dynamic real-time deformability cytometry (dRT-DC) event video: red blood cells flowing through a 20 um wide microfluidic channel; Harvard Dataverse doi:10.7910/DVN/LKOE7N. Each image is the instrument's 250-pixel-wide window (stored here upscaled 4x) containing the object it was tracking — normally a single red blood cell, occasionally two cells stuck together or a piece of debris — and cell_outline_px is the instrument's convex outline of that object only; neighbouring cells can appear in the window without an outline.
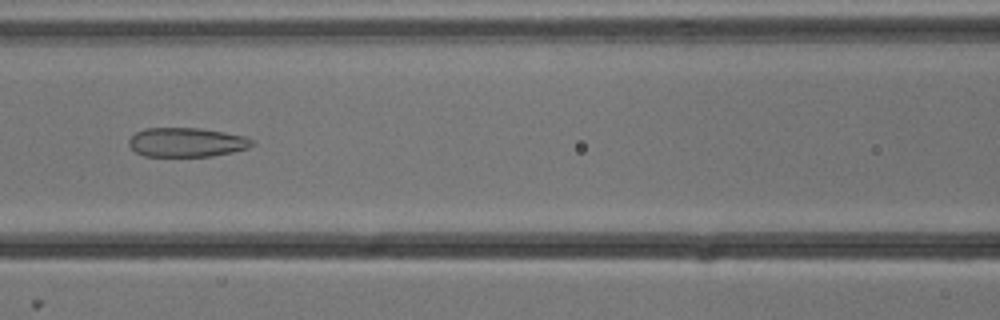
{"species": "common noctule bat (a hibernating species)", "species_latin": "Nyctalus noctula", "temperature_condition": "cold", "stored_images_in_passage": 8, "camera_frame_rate_fps": 3000, "um_per_image_px": 0.085, "animal": {"sex": "male", "body_mass_g": 13.3}, "frame": {"image": 1, "passage_image": 6, "time_ms": 1.667, "image_size_px": [1000, 320], "cell_outline_px": [[256, 144], [248, 148], [232, 152], [212, 156], [144, 156], [136, 152], [128, 144], [128, 140], [136, 132], [144, 128], [200, 128], [224, 132], [244, 136], [252, 140]], "centroid_in_image_um": [15.86, 12.09], "position_along_channel_um": 150.7, "area_um2": 20.98}}
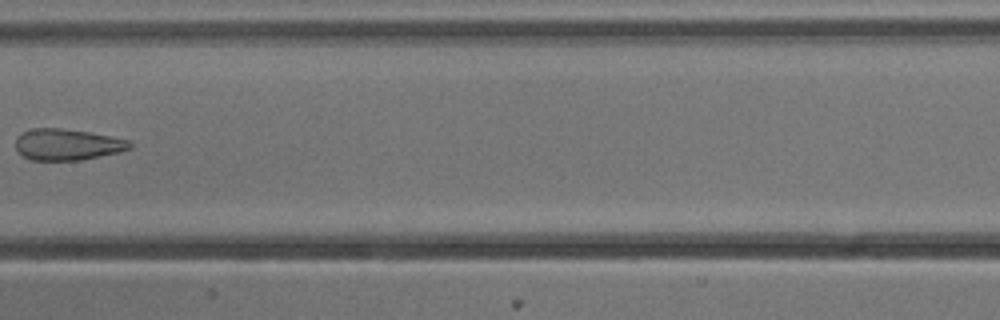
{"frame": {"image": 2, "passage_image": 7, "time_ms": 2.0, "image_size_px": [1000, 320], "cell_outline_px": [[132, 148], [120, 152], [80, 160], [32, 160], [16, 152], [16, 136], [32, 128], [60, 128], [88, 132], [128, 140], [132, 144]], "centroid_in_image_um": [5.69, 12.29], "position_along_channel_um": 201.7, "area_um2": 20.75}}
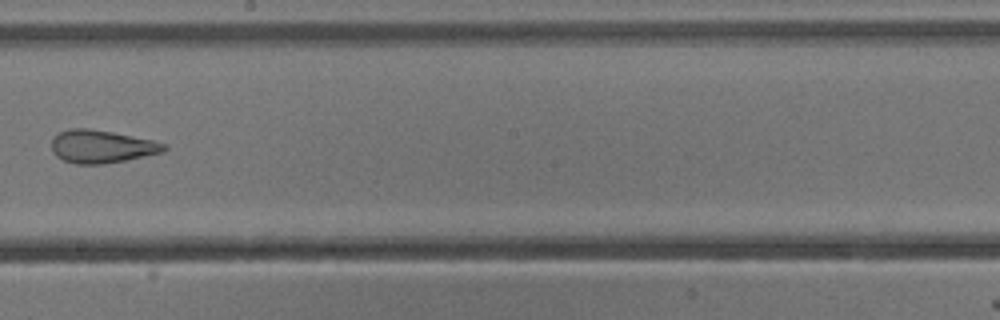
{"frame": {"image": 3, "passage_image": 8, "time_ms": 2.333, "image_size_px": [1000, 320], "cell_outline_px": [[168, 148], [164, 152], [104, 164], [76, 164], [64, 160], [56, 156], [52, 152], [52, 136], [60, 132], [72, 128], [88, 128], [112, 132], [156, 140], [164, 144]], "centroid_in_image_um": [8.64, 12.45], "position_along_channel_um": 239.6, "area_um2": 21.62}}